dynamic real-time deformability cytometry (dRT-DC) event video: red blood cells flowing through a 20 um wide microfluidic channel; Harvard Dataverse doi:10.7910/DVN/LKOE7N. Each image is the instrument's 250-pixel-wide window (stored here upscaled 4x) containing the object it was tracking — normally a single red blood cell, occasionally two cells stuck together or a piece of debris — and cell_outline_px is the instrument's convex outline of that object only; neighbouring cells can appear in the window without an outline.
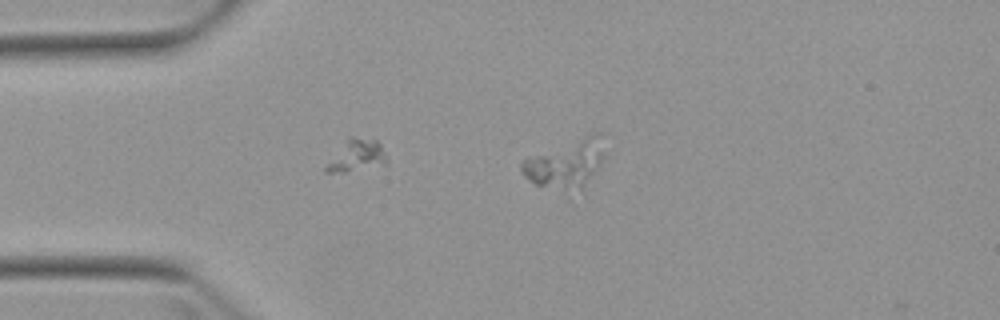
{"species": "Egyptian fruit bat (a non-hibernating species)", "species_latin": "Rousettus aegyptiacus", "temperature_condition": "warm", "stored_images_in_passage": 4, "segment_of_instrument_passage": [2, 2], "camera_frame_rate_fps": 3000, "um_per_image_px": 0.085, "animal": {"sex": "female"}, "frame": {"image": 1, "passage_image": 3, "time_ms": 2.333, "image_size_px": [1000, 320], "cell_outline_px": [[604, 156], [584, 196], [568, 200], [536, 184], [524, 176], [520, 168], [520, 164], [524, 160], [588, 136], [592, 136], [604, 152]], "centroid_in_image_um": [48.09, 14.27], "position_along_channel_um": 36.9, "area_um2": 23.76}}